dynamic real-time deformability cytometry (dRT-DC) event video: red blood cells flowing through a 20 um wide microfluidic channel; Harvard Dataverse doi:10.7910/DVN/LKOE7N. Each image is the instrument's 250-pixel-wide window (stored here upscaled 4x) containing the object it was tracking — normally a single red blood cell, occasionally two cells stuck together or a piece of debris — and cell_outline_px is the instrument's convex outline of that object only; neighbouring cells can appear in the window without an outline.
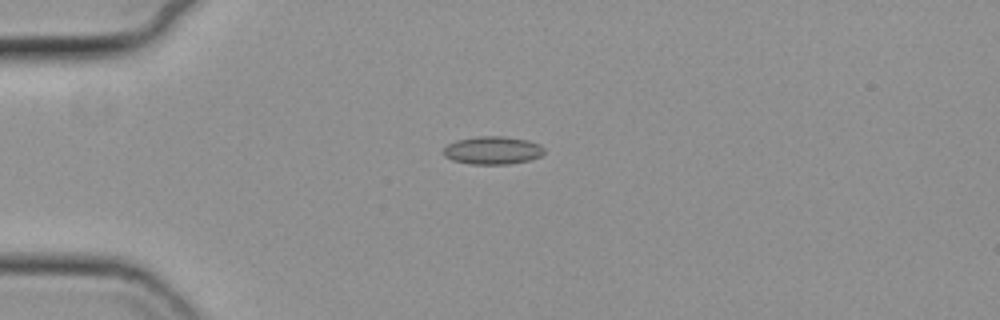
{"species": "common noctule bat (a hibernating species)", "species_latin": "Nyctalus noctula", "temperature_condition": "cold", "stored_images_in_passage": 42, "camera_frame_rate_fps": 3000, "um_per_image_px": 0.085, "animal": {"sex": "female", "body_mass_g": 19.3, "forearm_length_mm": 54.1}, "frame": {"image": 1, "passage_image": 1, "time_ms": 0.0, "image_size_px": [1000, 320], "cell_outline_px": [[544, 152], [540, 156], [528, 160], [508, 164], [472, 164], [452, 160], [444, 156], [440, 152], [448, 144], [456, 140], [476, 136], [504, 136], [528, 140], [540, 144], [544, 148]], "centroid_in_image_um": [41.84, 12.77], "position_along_channel_um": 43.2, "area_um2": 16.53}}
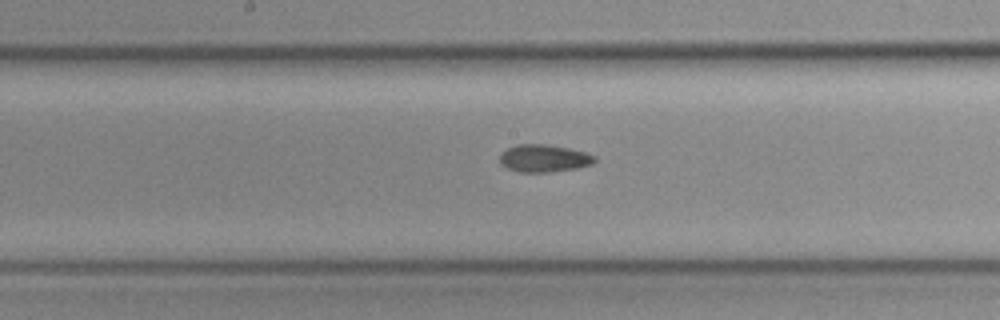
{"frame": {"image": 2, "passage_image": 16, "time_ms": 5.0, "image_size_px": [1000, 320], "cell_outline_px": [[596, 160], [592, 164], [576, 168], [548, 172], [520, 172], [508, 168], [500, 164], [500, 156], [508, 148], [520, 144], [544, 144], [568, 148], [584, 152], [596, 156]], "centroid_in_image_um": [46.25, 13.46], "position_along_channel_um": 202.0, "area_um2": 14.97}}
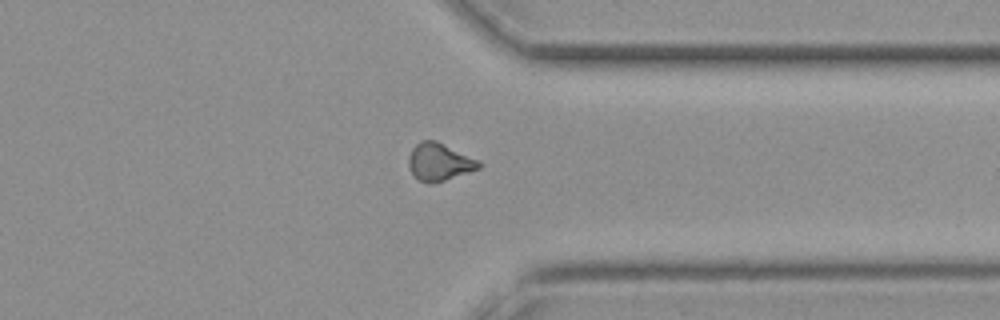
{"frame": {"image": 3, "passage_image": 30, "time_ms": 9.667, "image_size_px": [1000, 320], "cell_outline_px": [[484, 164], [480, 168], [444, 180], [416, 180], [412, 176], [408, 164], [408, 156], [412, 148], [420, 140], [436, 140], [480, 160]], "centroid_in_image_um": [37.35, 13.72], "position_along_channel_um": 374.1, "area_um2": 15.26}, "authors_computed_cell_mechanics": {"area_um2": 15.0569, "velocity_mm_per_s": 3.7321, "shape_relaxation_time_tau1_ms": 11.1278, "shape_relaxation_time_tau2_ms": 2.8486, "deformation_change_tau1": 0.1543, "deformation_change_tau2": 0.0679}}